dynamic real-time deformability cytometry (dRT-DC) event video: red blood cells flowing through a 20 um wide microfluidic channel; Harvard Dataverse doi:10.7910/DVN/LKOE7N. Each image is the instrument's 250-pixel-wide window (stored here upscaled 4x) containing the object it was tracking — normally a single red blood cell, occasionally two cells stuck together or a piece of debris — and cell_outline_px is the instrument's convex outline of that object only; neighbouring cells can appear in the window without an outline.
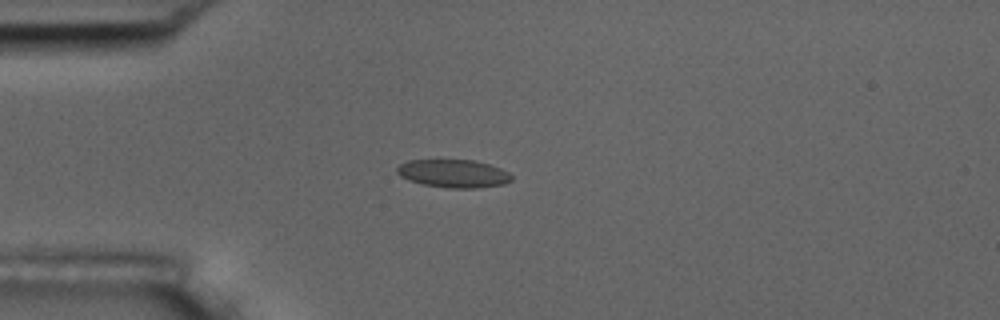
{"species": "common noctule bat (a hibernating species)", "species_latin": "Nyctalus noctula", "temperature_condition": "room temperature", "stored_images_in_passage": 9, "camera_frame_rate_fps": 3000, "um_per_image_px": 0.085, "animal": {"sex": "male", "body_mass_g": 17.5, "forearm_length_mm": 52.3}, "frame": {"image": 1, "passage_image": 4, "time_ms": 4.333, "image_size_px": [1000, 320], "cell_outline_px": [[512, 180], [504, 184], [480, 188], [452, 188], [424, 184], [408, 180], [400, 176], [396, 172], [396, 168], [400, 164], [408, 160], [476, 160], [500, 168], [508, 172], [512, 176]], "centroid_in_image_um": [38.55, 14.75], "position_along_channel_um": 46.4, "area_um2": 18.73}}
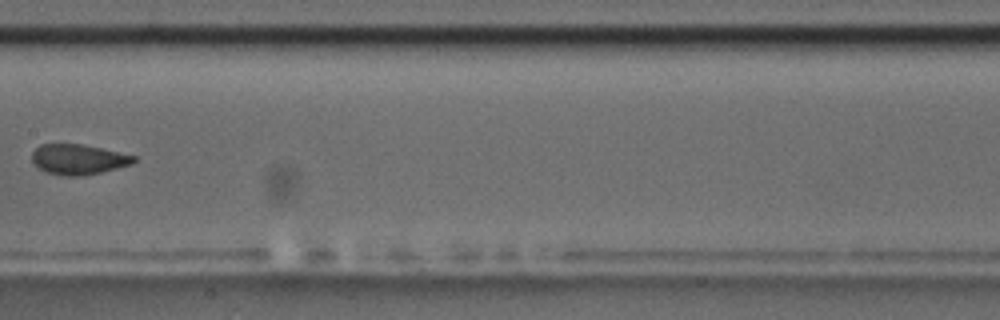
{"frame": {"image": 2, "passage_image": 8, "time_ms": 9.0, "image_size_px": [1000, 320], "cell_outline_px": [[136, 160], [132, 164], [84, 176], [60, 176], [48, 172], [40, 168], [32, 160], [32, 152], [40, 144], [80, 144], [100, 148], [136, 156]], "centroid_in_image_um": [6.65, 13.55], "position_along_channel_um": 200.7, "area_um2": 17.74}}
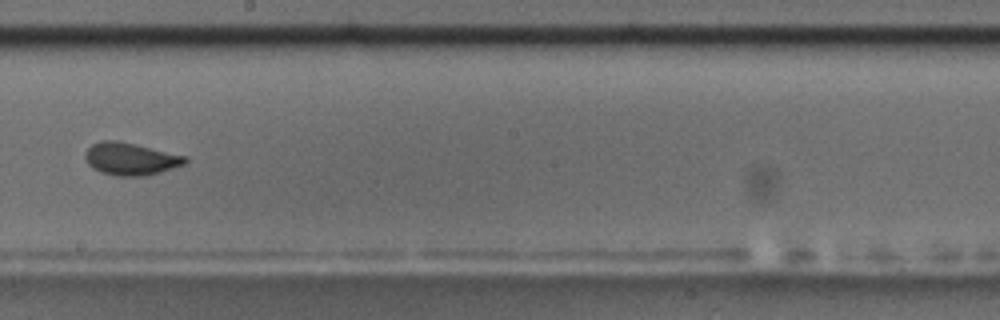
{"frame": {"image": 3, "passage_image": 9, "time_ms": 10.0, "image_size_px": [1000, 320], "cell_outline_px": [[188, 160], [184, 164], [160, 172], [144, 176], [116, 176], [100, 172], [92, 168], [88, 164], [84, 156], [84, 152], [92, 144], [100, 140], [116, 140], [136, 144], [188, 156]], "centroid_in_image_um": [11.08, 13.5], "position_along_channel_um": 237.1, "area_um2": 19.07}}